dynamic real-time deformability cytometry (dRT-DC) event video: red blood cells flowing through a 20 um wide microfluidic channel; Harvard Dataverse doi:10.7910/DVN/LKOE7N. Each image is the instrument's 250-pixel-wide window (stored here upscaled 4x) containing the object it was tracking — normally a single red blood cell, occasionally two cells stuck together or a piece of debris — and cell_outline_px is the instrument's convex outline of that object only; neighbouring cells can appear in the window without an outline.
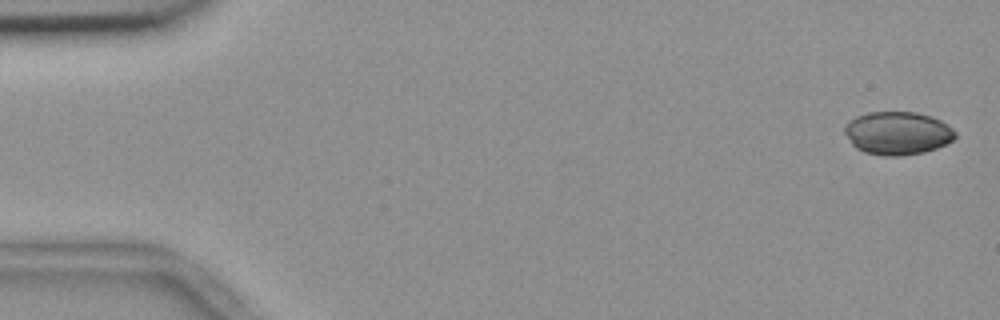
{"species": "common noctule bat (a hibernating species)", "species_latin": "Nyctalus noctula", "temperature_condition": "room temperature", "stored_images_in_passage": 55, "camera_frame_rate_fps": 3000, "um_per_image_px": 0.085, "animal": {"sex": "female", "body_mass_g": 18.4}, "frame": {"image": 1, "passage_image": 2, "time_ms": 0.333, "image_size_px": [1000, 320], "cell_outline_px": [[956, 136], [952, 140], [936, 148], [924, 152], [900, 156], [884, 156], [864, 152], [856, 148], [852, 144], [844, 132], [844, 128], [848, 120], [856, 116], [868, 112], [916, 112], [932, 116], [948, 124], [956, 132]], "centroid_in_image_um": [76.28, 11.31], "position_along_channel_um": 8.7, "area_um2": 27.92}}
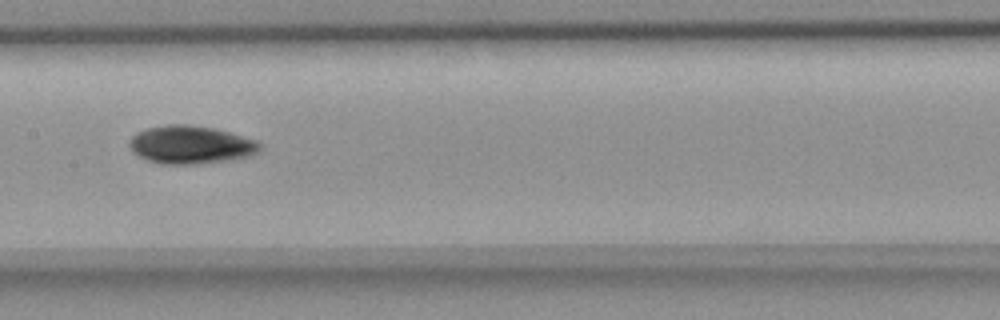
{"frame": {"image": 2, "passage_image": 28, "time_ms": 9.0, "image_size_px": [1000, 320], "cell_outline_px": [[260, 152], [252, 156], [232, 160], [196, 164], [156, 164], [132, 152], [128, 144], [132, 136], [136, 132], [148, 128], [168, 124], [188, 124], [212, 128], [260, 140]], "centroid_in_image_um": [16.24, 12.31], "position_along_channel_um": 191.2, "area_um2": 29.3}}
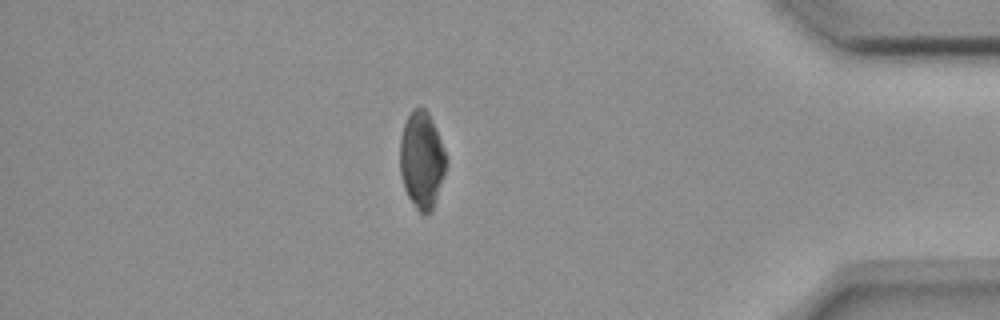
{"frame": {"image": 3, "passage_image": 48, "time_ms": 15.667, "image_size_px": [1000, 320], "cell_outline_px": [[448, 164], [432, 212], [428, 216], [424, 216], [416, 208], [408, 196], [404, 188], [400, 172], [400, 136], [404, 124], [412, 108], [420, 104], [428, 112], [432, 120], [448, 160]], "centroid_in_image_um": [35.85, 13.61], "position_along_channel_um": 399.3, "area_um2": 26.47}, "authors_computed_cell_mechanics": {"area_um2": 28.033, "velocity_mm_per_s": 3.6809, "shape_relaxation_time_tau1_ms": 5.2845, "shape_relaxation_time_tau2_ms": null, "deformation_change_tau1": 0.1002, "deformation_change_tau2": null}}